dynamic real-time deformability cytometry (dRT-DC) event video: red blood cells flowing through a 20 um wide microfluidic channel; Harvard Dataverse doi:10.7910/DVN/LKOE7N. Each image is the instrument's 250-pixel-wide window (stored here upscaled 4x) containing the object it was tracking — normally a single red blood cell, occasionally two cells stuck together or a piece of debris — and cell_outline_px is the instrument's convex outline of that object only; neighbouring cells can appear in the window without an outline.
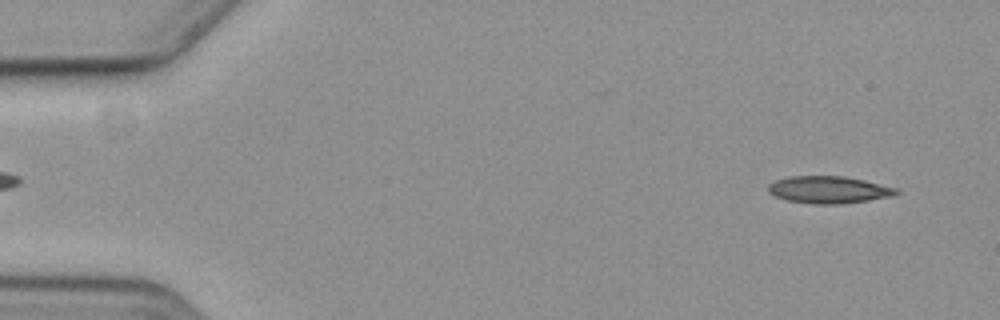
{"species": "common noctule bat (a hibernating species)", "species_latin": "Nyctalus noctula", "temperature_condition": "cold", "stored_images_in_passage": 5, "segment_of_instrument_passage": [2, 2], "camera_frame_rate_fps": 3000, "um_per_image_px": 0.085, "animal": {"sex": "female", "body_mass_g": 19.3, "forearm_length_mm": 54.1}, "frame": {"image": 1, "passage_image": 5, "time_ms": 6.0, "image_size_px": [1000, 320], "cell_outline_px": [[900, 192], [888, 196], [868, 200], [840, 204], [812, 204], [788, 200], [776, 196], [768, 192], [768, 184], [776, 180], [788, 176], [844, 176], [864, 180], [896, 188]], "centroid_in_image_um": [70.4, 16.12], "position_along_channel_um": 14.6, "area_um2": 20.06}}